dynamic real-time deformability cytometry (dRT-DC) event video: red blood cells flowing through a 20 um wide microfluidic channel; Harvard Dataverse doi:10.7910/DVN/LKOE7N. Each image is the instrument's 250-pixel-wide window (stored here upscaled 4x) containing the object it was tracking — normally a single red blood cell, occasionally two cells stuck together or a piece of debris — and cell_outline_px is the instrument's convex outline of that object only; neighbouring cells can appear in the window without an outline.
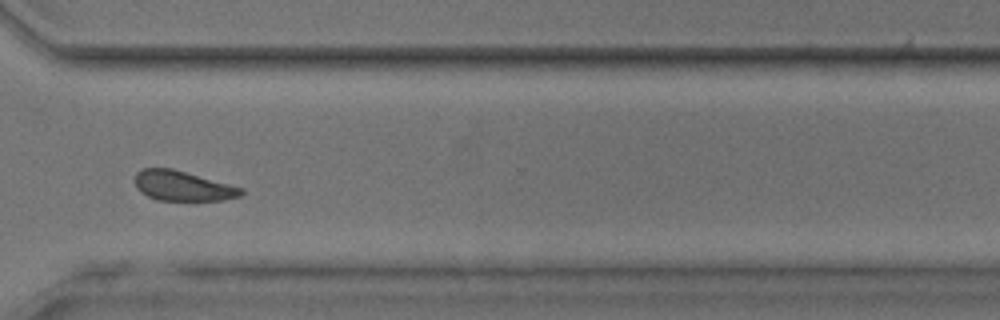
{"species": "common noctule bat (a hibernating species)", "species_latin": "Nyctalus noctula", "temperature_condition": "room temperature", "stored_images_in_passage": 37, "camera_frame_rate_fps": 3000, "um_per_image_px": 0.085, "animal": {"sex": "male", "body_mass_g": 17.9, "forearm_length_mm": 54.2}, "frame": {"image": 1, "passage_image": 32, "time_ms": 10.333, "image_size_px": [1000, 320], "cell_outline_px": [[244, 192], [240, 196], [220, 200], [156, 200], [140, 192], [136, 188], [136, 172], [144, 168], [172, 168], [244, 188]], "centroid_in_image_um": [15.52, 15.8], "position_along_channel_um": 355.1, "area_um2": 18.44}, "authors_computed_cell_mechanics": {"area_um2": 19.5364, "velocity_mm_per_s": 4.1198, "shape_relaxation_time_tau1_ms": null, "shape_relaxation_time_tau2_ms": 2.4431, "deformation_change_tau1": null, "deformation_change_tau2": 0.0861}}